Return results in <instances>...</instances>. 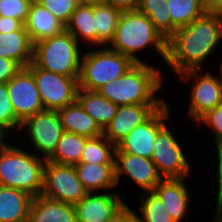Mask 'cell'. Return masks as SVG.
<instances>
[{
  "instance_id": "obj_1",
  "label": "cell",
  "mask_w": 222,
  "mask_h": 222,
  "mask_svg": "<svg viewBox=\"0 0 222 222\" xmlns=\"http://www.w3.org/2000/svg\"><path fill=\"white\" fill-rule=\"evenodd\" d=\"M222 41V26L207 10L189 25L177 29L167 39L165 63L179 75L188 70H202V64Z\"/></svg>"
},
{
  "instance_id": "obj_2",
  "label": "cell",
  "mask_w": 222,
  "mask_h": 222,
  "mask_svg": "<svg viewBox=\"0 0 222 222\" xmlns=\"http://www.w3.org/2000/svg\"><path fill=\"white\" fill-rule=\"evenodd\" d=\"M163 75L148 63H136L118 80L104 84L97 92L117 106L164 104L155 95L162 89Z\"/></svg>"
},
{
  "instance_id": "obj_3",
  "label": "cell",
  "mask_w": 222,
  "mask_h": 222,
  "mask_svg": "<svg viewBox=\"0 0 222 222\" xmlns=\"http://www.w3.org/2000/svg\"><path fill=\"white\" fill-rule=\"evenodd\" d=\"M151 45L165 62L167 40L153 26L147 15L133 10L122 12L114 38L107 47L126 55L134 63H146L135 54Z\"/></svg>"
},
{
  "instance_id": "obj_4",
  "label": "cell",
  "mask_w": 222,
  "mask_h": 222,
  "mask_svg": "<svg viewBox=\"0 0 222 222\" xmlns=\"http://www.w3.org/2000/svg\"><path fill=\"white\" fill-rule=\"evenodd\" d=\"M46 159L10 145L0 144V186L22 190L32 197L41 195Z\"/></svg>"
},
{
  "instance_id": "obj_5",
  "label": "cell",
  "mask_w": 222,
  "mask_h": 222,
  "mask_svg": "<svg viewBox=\"0 0 222 222\" xmlns=\"http://www.w3.org/2000/svg\"><path fill=\"white\" fill-rule=\"evenodd\" d=\"M80 42L64 30L61 34L34 44L33 63L63 76L79 77L82 51Z\"/></svg>"
},
{
  "instance_id": "obj_6",
  "label": "cell",
  "mask_w": 222,
  "mask_h": 222,
  "mask_svg": "<svg viewBox=\"0 0 222 222\" xmlns=\"http://www.w3.org/2000/svg\"><path fill=\"white\" fill-rule=\"evenodd\" d=\"M90 50L82 53L78 79V88L87 91H97L104 84L118 80L136 64L108 47Z\"/></svg>"
},
{
  "instance_id": "obj_7",
  "label": "cell",
  "mask_w": 222,
  "mask_h": 222,
  "mask_svg": "<svg viewBox=\"0 0 222 222\" xmlns=\"http://www.w3.org/2000/svg\"><path fill=\"white\" fill-rule=\"evenodd\" d=\"M87 193L77 176L74 166L45 161L42 196L54 201L75 205Z\"/></svg>"
},
{
  "instance_id": "obj_8",
  "label": "cell",
  "mask_w": 222,
  "mask_h": 222,
  "mask_svg": "<svg viewBox=\"0 0 222 222\" xmlns=\"http://www.w3.org/2000/svg\"><path fill=\"white\" fill-rule=\"evenodd\" d=\"M32 72L44 110L58 111L76 100L79 77L63 76L38 68L31 62Z\"/></svg>"
},
{
  "instance_id": "obj_9",
  "label": "cell",
  "mask_w": 222,
  "mask_h": 222,
  "mask_svg": "<svg viewBox=\"0 0 222 222\" xmlns=\"http://www.w3.org/2000/svg\"><path fill=\"white\" fill-rule=\"evenodd\" d=\"M153 144L151 160L162 179L188 178V160L166 123L157 131Z\"/></svg>"
},
{
  "instance_id": "obj_10",
  "label": "cell",
  "mask_w": 222,
  "mask_h": 222,
  "mask_svg": "<svg viewBox=\"0 0 222 222\" xmlns=\"http://www.w3.org/2000/svg\"><path fill=\"white\" fill-rule=\"evenodd\" d=\"M24 128L31 146L46 160L55 151L64 132L58 112L51 110H43L27 118L21 123L20 130Z\"/></svg>"
},
{
  "instance_id": "obj_11",
  "label": "cell",
  "mask_w": 222,
  "mask_h": 222,
  "mask_svg": "<svg viewBox=\"0 0 222 222\" xmlns=\"http://www.w3.org/2000/svg\"><path fill=\"white\" fill-rule=\"evenodd\" d=\"M203 70H188L179 74L180 78L190 80L192 83L189 114L193 121L197 122L209 110L222 103V79L215 77L208 71L205 74L199 73Z\"/></svg>"
},
{
  "instance_id": "obj_12",
  "label": "cell",
  "mask_w": 222,
  "mask_h": 222,
  "mask_svg": "<svg viewBox=\"0 0 222 222\" xmlns=\"http://www.w3.org/2000/svg\"><path fill=\"white\" fill-rule=\"evenodd\" d=\"M6 84L13 111L20 124L44 110L33 74L27 67L21 68Z\"/></svg>"
},
{
  "instance_id": "obj_13",
  "label": "cell",
  "mask_w": 222,
  "mask_h": 222,
  "mask_svg": "<svg viewBox=\"0 0 222 222\" xmlns=\"http://www.w3.org/2000/svg\"><path fill=\"white\" fill-rule=\"evenodd\" d=\"M114 170L116 184L123 175L130 177L143 191H153L162 180L156 165L150 158L141 157L121 151L117 146L114 151Z\"/></svg>"
},
{
  "instance_id": "obj_14",
  "label": "cell",
  "mask_w": 222,
  "mask_h": 222,
  "mask_svg": "<svg viewBox=\"0 0 222 222\" xmlns=\"http://www.w3.org/2000/svg\"><path fill=\"white\" fill-rule=\"evenodd\" d=\"M169 118V105L167 101L158 108L146 121L134 128L117 147L129 154L150 158L157 131Z\"/></svg>"
},
{
  "instance_id": "obj_15",
  "label": "cell",
  "mask_w": 222,
  "mask_h": 222,
  "mask_svg": "<svg viewBox=\"0 0 222 222\" xmlns=\"http://www.w3.org/2000/svg\"><path fill=\"white\" fill-rule=\"evenodd\" d=\"M163 104H135L118 106L103 135L117 146L138 125L146 121Z\"/></svg>"
},
{
  "instance_id": "obj_16",
  "label": "cell",
  "mask_w": 222,
  "mask_h": 222,
  "mask_svg": "<svg viewBox=\"0 0 222 222\" xmlns=\"http://www.w3.org/2000/svg\"><path fill=\"white\" fill-rule=\"evenodd\" d=\"M119 195L116 190L87 193L74 205L76 222H105L126 204Z\"/></svg>"
},
{
  "instance_id": "obj_17",
  "label": "cell",
  "mask_w": 222,
  "mask_h": 222,
  "mask_svg": "<svg viewBox=\"0 0 222 222\" xmlns=\"http://www.w3.org/2000/svg\"><path fill=\"white\" fill-rule=\"evenodd\" d=\"M24 27L33 44L61 34L65 30V25L36 0L31 3Z\"/></svg>"
},
{
  "instance_id": "obj_18",
  "label": "cell",
  "mask_w": 222,
  "mask_h": 222,
  "mask_svg": "<svg viewBox=\"0 0 222 222\" xmlns=\"http://www.w3.org/2000/svg\"><path fill=\"white\" fill-rule=\"evenodd\" d=\"M182 179H162L153 189L167 206L174 222H182L190 206V194Z\"/></svg>"
},
{
  "instance_id": "obj_19",
  "label": "cell",
  "mask_w": 222,
  "mask_h": 222,
  "mask_svg": "<svg viewBox=\"0 0 222 222\" xmlns=\"http://www.w3.org/2000/svg\"><path fill=\"white\" fill-rule=\"evenodd\" d=\"M28 222H76L74 205L54 201L42 195L33 197Z\"/></svg>"
},
{
  "instance_id": "obj_20",
  "label": "cell",
  "mask_w": 222,
  "mask_h": 222,
  "mask_svg": "<svg viewBox=\"0 0 222 222\" xmlns=\"http://www.w3.org/2000/svg\"><path fill=\"white\" fill-rule=\"evenodd\" d=\"M57 112L64 131L87 138H96L103 135V130L97 122L83 110L77 100Z\"/></svg>"
},
{
  "instance_id": "obj_21",
  "label": "cell",
  "mask_w": 222,
  "mask_h": 222,
  "mask_svg": "<svg viewBox=\"0 0 222 222\" xmlns=\"http://www.w3.org/2000/svg\"><path fill=\"white\" fill-rule=\"evenodd\" d=\"M77 176L88 193L115 189L114 164L79 163L74 165Z\"/></svg>"
},
{
  "instance_id": "obj_22",
  "label": "cell",
  "mask_w": 222,
  "mask_h": 222,
  "mask_svg": "<svg viewBox=\"0 0 222 222\" xmlns=\"http://www.w3.org/2000/svg\"><path fill=\"white\" fill-rule=\"evenodd\" d=\"M32 199L22 190L0 186V222H28Z\"/></svg>"
},
{
  "instance_id": "obj_23",
  "label": "cell",
  "mask_w": 222,
  "mask_h": 222,
  "mask_svg": "<svg viewBox=\"0 0 222 222\" xmlns=\"http://www.w3.org/2000/svg\"><path fill=\"white\" fill-rule=\"evenodd\" d=\"M33 48L24 26L17 31L0 33V57L14 60L22 68L33 62Z\"/></svg>"
},
{
  "instance_id": "obj_24",
  "label": "cell",
  "mask_w": 222,
  "mask_h": 222,
  "mask_svg": "<svg viewBox=\"0 0 222 222\" xmlns=\"http://www.w3.org/2000/svg\"><path fill=\"white\" fill-rule=\"evenodd\" d=\"M76 100L102 130L111 122L118 108L116 104L100 95L97 91L78 88Z\"/></svg>"
},
{
  "instance_id": "obj_25",
  "label": "cell",
  "mask_w": 222,
  "mask_h": 222,
  "mask_svg": "<svg viewBox=\"0 0 222 222\" xmlns=\"http://www.w3.org/2000/svg\"><path fill=\"white\" fill-rule=\"evenodd\" d=\"M93 14V3L81 2L71 15L65 30L73 35L76 40L82 39L88 44L97 45V29Z\"/></svg>"
},
{
  "instance_id": "obj_26",
  "label": "cell",
  "mask_w": 222,
  "mask_h": 222,
  "mask_svg": "<svg viewBox=\"0 0 222 222\" xmlns=\"http://www.w3.org/2000/svg\"><path fill=\"white\" fill-rule=\"evenodd\" d=\"M93 14L97 29V46H107L114 38L122 11L99 1L93 3Z\"/></svg>"
},
{
  "instance_id": "obj_27",
  "label": "cell",
  "mask_w": 222,
  "mask_h": 222,
  "mask_svg": "<svg viewBox=\"0 0 222 222\" xmlns=\"http://www.w3.org/2000/svg\"><path fill=\"white\" fill-rule=\"evenodd\" d=\"M89 138L64 131L53 154L47 159L62 165L79 164L85 142Z\"/></svg>"
},
{
  "instance_id": "obj_28",
  "label": "cell",
  "mask_w": 222,
  "mask_h": 222,
  "mask_svg": "<svg viewBox=\"0 0 222 222\" xmlns=\"http://www.w3.org/2000/svg\"><path fill=\"white\" fill-rule=\"evenodd\" d=\"M170 36L179 28L202 16L207 8L203 0H168Z\"/></svg>"
},
{
  "instance_id": "obj_29",
  "label": "cell",
  "mask_w": 222,
  "mask_h": 222,
  "mask_svg": "<svg viewBox=\"0 0 222 222\" xmlns=\"http://www.w3.org/2000/svg\"><path fill=\"white\" fill-rule=\"evenodd\" d=\"M116 146L104 135L89 138L84 145L79 163L114 164Z\"/></svg>"
},
{
  "instance_id": "obj_30",
  "label": "cell",
  "mask_w": 222,
  "mask_h": 222,
  "mask_svg": "<svg viewBox=\"0 0 222 222\" xmlns=\"http://www.w3.org/2000/svg\"><path fill=\"white\" fill-rule=\"evenodd\" d=\"M139 198L141 216L134 212L139 222H174L167 206L154 191L144 192V195H140Z\"/></svg>"
},
{
  "instance_id": "obj_31",
  "label": "cell",
  "mask_w": 222,
  "mask_h": 222,
  "mask_svg": "<svg viewBox=\"0 0 222 222\" xmlns=\"http://www.w3.org/2000/svg\"><path fill=\"white\" fill-rule=\"evenodd\" d=\"M137 10L149 17L166 40L170 37L168 0H140Z\"/></svg>"
},
{
  "instance_id": "obj_32",
  "label": "cell",
  "mask_w": 222,
  "mask_h": 222,
  "mask_svg": "<svg viewBox=\"0 0 222 222\" xmlns=\"http://www.w3.org/2000/svg\"><path fill=\"white\" fill-rule=\"evenodd\" d=\"M21 124L13 111L9 94L7 91V84L0 83V130L8 137V133L12 131H20ZM11 131V132H10Z\"/></svg>"
},
{
  "instance_id": "obj_33",
  "label": "cell",
  "mask_w": 222,
  "mask_h": 222,
  "mask_svg": "<svg viewBox=\"0 0 222 222\" xmlns=\"http://www.w3.org/2000/svg\"><path fill=\"white\" fill-rule=\"evenodd\" d=\"M66 26L80 0H36Z\"/></svg>"
},
{
  "instance_id": "obj_34",
  "label": "cell",
  "mask_w": 222,
  "mask_h": 222,
  "mask_svg": "<svg viewBox=\"0 0 222 222\" xmlns=\"http://www.w3.org/2000/svg\"><path fill=\"white\" fill-rule=\"evenodd\" d=\"M33 0H0V16L25 23Z\"/></svg>"
},
{
  "instance_id": "obj_35",
  "label": "cell",
  "mask_w": 222,
  "mask_h": 222,
  "mask_svg": "<svg viewBox=\"0 0 222 222\" xmlns=\"http://www.w3.org/2000/svg\"><path fill=\"white\" fill-rule=\"evenodd\" d=\"M199 126L203 123L213 131L215 142L222 140V103L209 110L197 122Z\"/></svg>"
},
{
  "instance_id": "obj_36",
  "label": "cell",
  "mask_w": 222,
  "mask_h": 222,
  "mask_svg": "<svg viewBox=\"0 0 222 222\" xmlns=\"http://www.w3.org/2000/svg\"><path fill=\"white\" fill-rule=\"evenodd\" d=\"M21 68L16 61L0 57V83H7Z\"/></svg>"
},
{
  "instance_id": "obj_37",
  "label": "cell",
  "mask_w": 222,
  "mask_h": 222,
  "mask_svg": "<svg viewBox=\"0 0 222 222\" xmlns=\"http://www.w3.org/2000/svg\"><path fill=\"white\" fill-rule=\"evenodd\" d=\"M215 144L217 149V179H218V192H217V203H216V214L222 215V140L217 141Z\"/></svg>"
},
{
  "instance_id": "obj_38",
  "label": "cell",
  "mask_w": 222,
  "mask_h": 222,
  "mask_svg": "<svg viewBox=\"0 0 222 222\" xmlns=\"http://www.w3.org/2000/svg\"><path fill=\"white\" fill-rule=\"evenodd\" d=\"M24 24L15 18L0 16V33H9L20 30Z\"/></svg>"
},
{
  "instance_id": "obj_39",
  "label": "cell",
  "mask_w": 222,
  "mask_h": 222,
  "mask_svg": "<svg viewBox=\"0 0 222 222\" xmlns=\"http://www.w3.org/2000/svg\"><path fill=\"white\" fill-rule=\"evenodd\" d=\"M107 4H110L116 9L124 11L137 10L140 0H103Z\"/></svg>"
},
{
  "instance_id": "obj_40",
  "label": "cell",
  "mask_w": 222,
  "mask_h": 222,
  "mask_svg": "<svg viewBox=\"0 0 222 222\" xmlns=\"http://www.w3.org/2000/svg\"><path fill=\"white\" fill-rule=\"evenodd\" d=\"M134 210L125 204L116 214L105 222H128L134 216Z\"/></svg>"
},
{
  "instance_id": "obj_41",
  "label": "cell",
  "mask_w": 222,
  "mask_h": 222,
  "mask_svg": "<svg viewBox=\"0 0 222 222\" xmlns=\"http://www.w3.org/2000/svg\"><path fill=\"white\" fill-rule=\"evenodd\" d=\"M217 17L218 23L222 26V2L211 10Z\"/></svg>"
},
{
  "instance_id": "obj_42",
  "label": "cell",
  "mask_w": 222,
  "mask_h": 222,
  "mask_svg": "<svg viewBox=\"0 0 222 222\" xmlns=\"http://www.w3.org/2000/svg\"><path fill=\"white\" fill-rule=\"evenodd\" d=\"M220 2H222V0H203V3L207 10H212Z\"/></svg>"
},
{
  "instance_id": "obj_43",
  "label": "cell",
  "mask_w": 222,
  "mask_h": 222,
  "mask_svg": "<svg viewBox=\"0 0 222 222\" xmlns=\"http://www.w3.org/2000/svg\"><path fill=\"white\" fill-rule=\"evenodd\" d=\"M7 136L0 130V144L5 143Z\"/></svg>"
},
{
  "instance_id": "obj_44",
  "label": "cell",
  "mask_w": 222,
  "mask_h": 222,
  "mask_svg": "<svg viewBox=\"0 0 222 222\" xmlns=\"http://www.w3.org/2000/svg\"><path fill=\"white\" fill-rule=\"evenodd\" d=\"M81 2H87V3H95L103 0H80Z\"/></svg>"
},
{
  "instance_id": "obj_45",
  "label": "cell",
  "mask_w": 222,
  "mask_h": 222,
  "mask_svg": "<svg viewBox=\"0 0 222 222\" xmlns=\"http://www.w3.org/2000/svg\"><path fill=\"white\" fill-rule=\"evenodd\" d=\"M128 222H139L135 215Z\"/></svg>"
},
{
  "instance_id": "obj_46",
  "label": "cell",
  "mask_w": 222,
  "mask_h": 222,
  "mask_svg": "<svg viewBox=\"0 0 222 222\" xmlns=\"http://www.w3.org/2000/svg\"><path fill=\"white\" fill-rule=\"evenodd\" d=\"M219 69H220V75H219V77L222 79V63L220 64V67H219Z\"/></svg>"
}]
</instances>
